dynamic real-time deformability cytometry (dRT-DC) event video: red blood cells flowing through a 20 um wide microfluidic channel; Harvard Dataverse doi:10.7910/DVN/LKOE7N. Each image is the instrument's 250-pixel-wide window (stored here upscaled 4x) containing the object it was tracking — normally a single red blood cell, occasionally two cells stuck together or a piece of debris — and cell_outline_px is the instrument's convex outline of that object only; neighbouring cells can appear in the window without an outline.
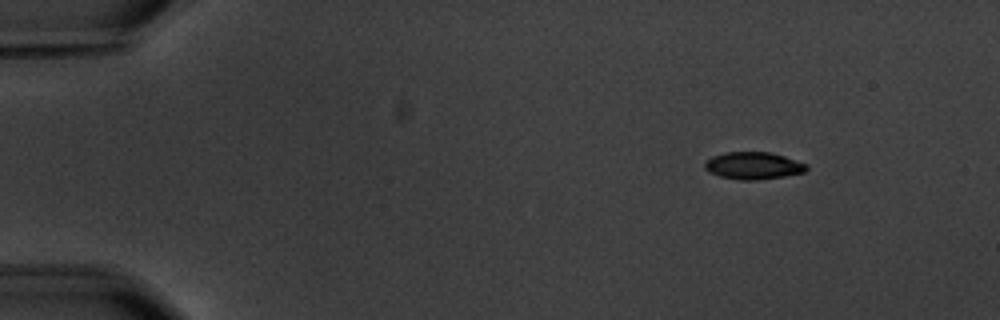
{"species": "common noctule bat (a hibernating species)", "species_latin": "Nyctalus noctula", "temperature_condition": "warm", "stored_images_in_passage": 5, "camera_frame_rate_fps": 3000, "um_per_image_px": 0.085, "animal": {"sex": "male", "body_mass_g": 20.1, "forearm_length_mm": 53.5}, "frame": {"image": 1, "passage_image": 1, "time_ms": 0.0, "image_size_px": [1000, 320], "cell_outline_px": [[808, 168], [804, 172], [784, 176], [756, 180], [740, 180], [720, 176], [708, 172], [704, 168], [704, 164], [712, 156], [724, 152], [768, 152], [784, 156], [808, 164]], "centroid_in_image_um": [64.02, 14.08], "position_along_channel_um": 21.0, "area_um2": 16.13}}
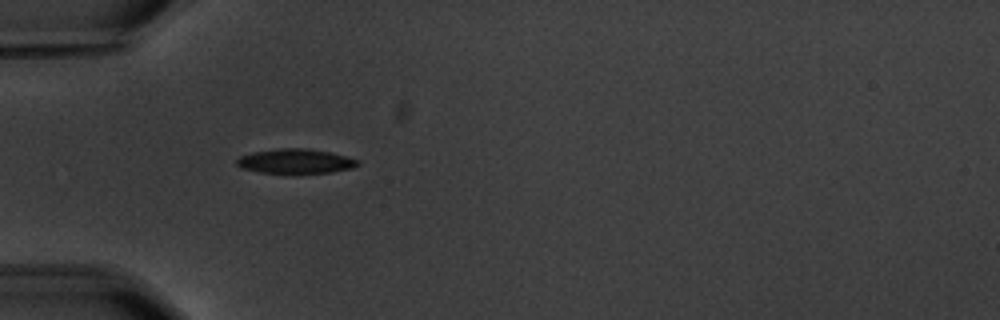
{"frame": {"image": 2, "passage_image": 4, "time_ms": 3.667, "image_size_px": [1000, 320], "cell_outline_px": [[360, 164], [352, 168], [332, 172], [260, 172], [240, 168], [236, 164], [236, 160], [240, 156], [252, 152], [276, 148], [308, 148], [328, 152], [360, 160]], "centroid_in_image_um": [25.09, 13.68], "position_along_channel_um": 59.9, "area_um2": 17.11}}
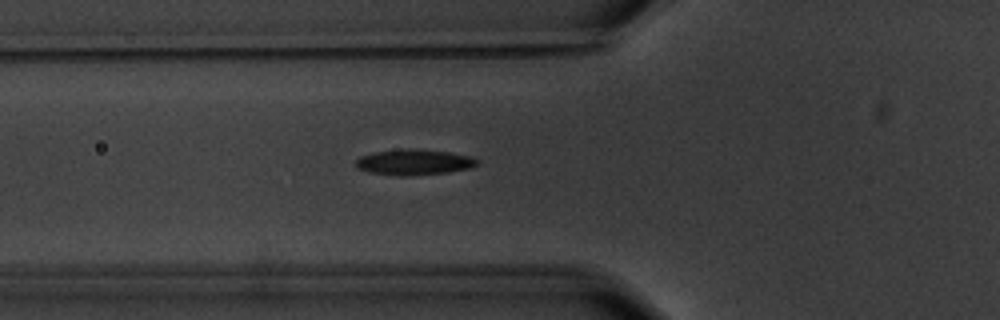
{"frame": {"image": 3, "passage_image": 5, "time_ms": 4.667, "image_size_px": [1000, 320], "cell_outline_px": [[480, 160], [476, 164], [468, 168], [448, 172], [404, 176], [396, 176], [368, 172], [356, 168], [356, 160], [360, 156], [376, 152], [404, 148], [448, 152], [468, 156]], "centroid_in_image_um": [35.13, 13.79], "position_along_channel_um": 90.7, "area_um2": 17.92}}